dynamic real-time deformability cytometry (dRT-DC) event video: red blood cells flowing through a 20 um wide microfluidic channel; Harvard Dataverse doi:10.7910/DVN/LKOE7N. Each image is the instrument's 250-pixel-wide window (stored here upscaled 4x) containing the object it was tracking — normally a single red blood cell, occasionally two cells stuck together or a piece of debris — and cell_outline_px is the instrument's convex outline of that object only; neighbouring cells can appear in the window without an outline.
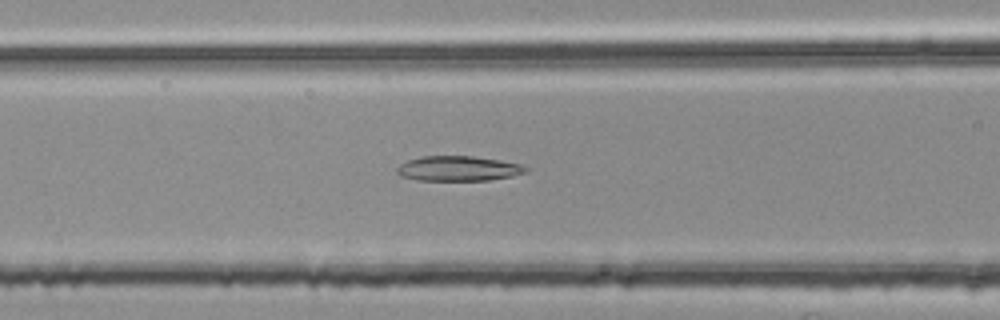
{"species": "common noctule bat (a hibernating species)", "species_latin": "Nyctalus noctula", "temperature_condition": "room temperature", "stored_images_in_passage": 48, "camera_frame_rate_fps": 3000, "um_per_image_px": 0.085, "animal": {"sex": "female", "body_mass_g": 25.1}, "frame": {"image": 1, "passage_image": 21, "time_ms": 6.667, "image_size_px": [1000, 320], "cell_outline_px": [[528, 172], [512, 176], [488, 180], [416, 180], [400, 176], [396, 172], [396, 168], [400, 164], [408, 160], [420, 156], [472, 156], [500, 160], [520, 164], [528, 168]], "centroid_in_image_um": [38.94, 14.32], "position_along_channel_um": 127.7, "area_um2": 18.79}}
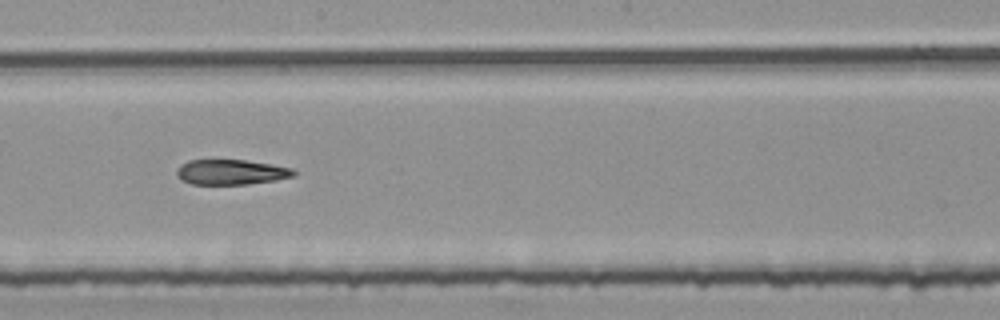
{"frame": {"image": 2, "passage_image": 29, "time_ms": 9.333, "image_size_px": [1000, 320], "cell_outline_px": [[296, 176], [276, 180], [248, 184], [192, 184], [180, 180], [176, 176], [176, 168], [180, 164], [188, 160], [244, 160], [292, 168], [296, 172]], "centroid_in_image_um": [19.6, 14.63], "position_along_channel_um": 228.6, "area_um2": 17.22}}
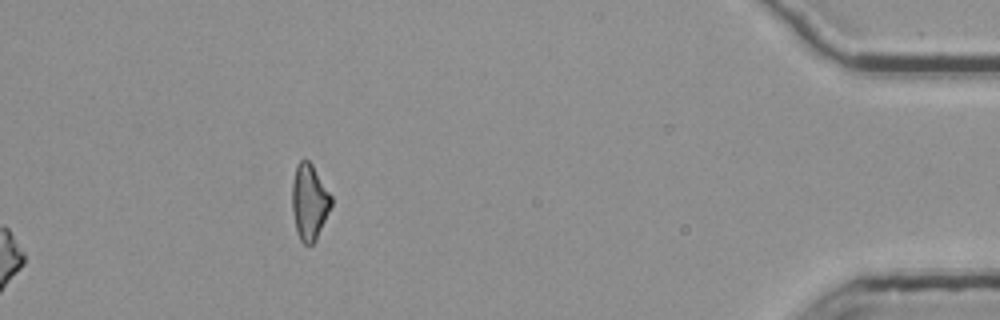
{"frame": {"image": 3, "passage_image": 48, "time_ms": 15.667, "image_size_px": [1000, 320], "cell_outline_px": [[332, 204], [316, 240], [312, 244], [304, 244], [300, 240], [296, 232], [292, 208], [292, 184], [296, 164], [300, 160], [308, 160], [312, 164], [332, 196]], "centroid_in_image_um": [26.28, 17.16], "position_along_channel_um": 408.9, "area_um2": 17.28}, "authors_computed_cell_mechanics": {"area_um2": 18.8717, "velocity_mm_per_s": 3.798, "shape_relaxation_time_tau1_ms": null, "shape_relaxation_time_tau2_ms": 5.0896, "deformation_change_tau1": null, "deformation_change_tau2": 0.1597}}